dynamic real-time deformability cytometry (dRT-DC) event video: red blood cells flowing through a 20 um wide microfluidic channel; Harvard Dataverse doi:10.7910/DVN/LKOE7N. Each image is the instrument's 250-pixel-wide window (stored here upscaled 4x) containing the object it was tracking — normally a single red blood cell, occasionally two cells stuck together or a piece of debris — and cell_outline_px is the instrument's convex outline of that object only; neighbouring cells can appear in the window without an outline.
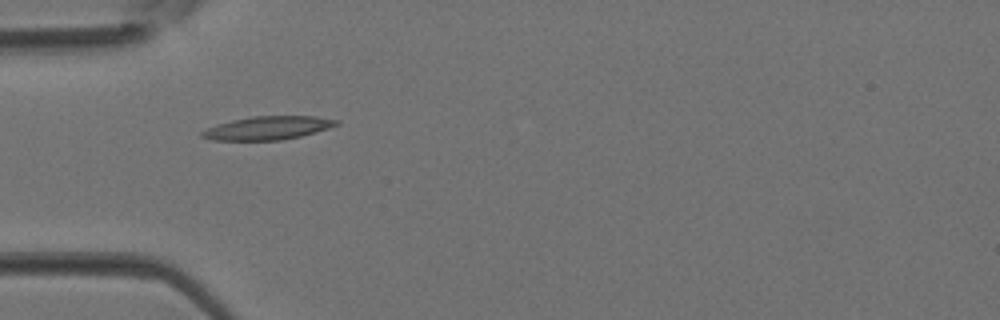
{"species": "Egyptian fruit bat (a non-hibernating species)", "species_latin": "Rousettus aegyptiacus", "temperature_condition": "room temperature", "stored_images_in_passage": 5, "camera_frame_rate_fps": 3000, "um_per_image_px": 0.085, "animal": {"sex": "female"}, "frame": {"image": 1, "passage_image": 4, "time_ms": 1.0, "image_size_px": [1000, 320], "cell_outline_px": [[340, 124], [328, 128], [300, 136], [280, 140], [212, 140], [200, 136], [200, 132], [216, 124], [232, 120], [252, 116], [316, 116], [340, 120]], "centroid_in_image_um": [22.76, 10.87], "position_along_channel_um": 62.2, "area_um2": 18.26}}
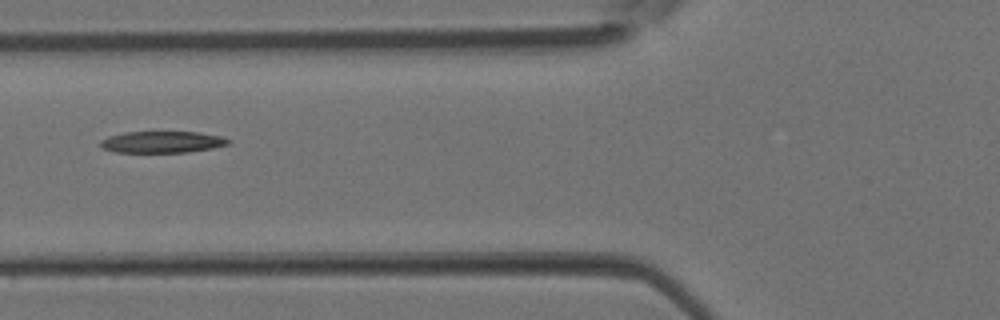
{"frame": {"image": 2, "passage_image": 5, "time_ms": 1.333, "image_size_px": [1000, 320], "cell_outline_px": [[232, 140], [228, 144], [212, 148], [188, 152], [116, 152], [104, 148], [100, 144], [100, 140], [108, 136], [124, 132], [200, 132], [220, 136]], "centroid_in_image_um": [13.79, 12.06], "position_along_channel_um": 112.0, "area_um2": 16.01}}